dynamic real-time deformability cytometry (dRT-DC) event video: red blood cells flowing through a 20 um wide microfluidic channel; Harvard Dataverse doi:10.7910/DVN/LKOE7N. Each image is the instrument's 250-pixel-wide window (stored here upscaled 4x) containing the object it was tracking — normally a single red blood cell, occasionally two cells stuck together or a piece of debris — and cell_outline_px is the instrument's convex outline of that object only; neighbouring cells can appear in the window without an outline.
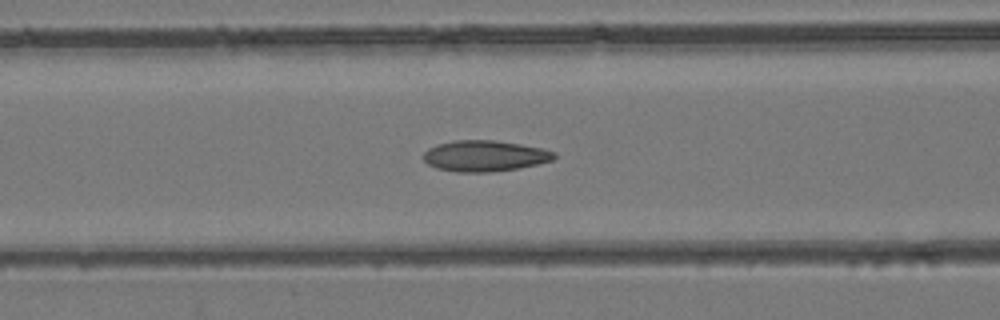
{"species": "common noctule bat (a hibernating species)", "species_latin": "Nyctalus noctula", "temperature_condition": "room temperature", "stored_images_in_passage": 48, "camera_frame_rate_fps": 3000, "um_per_image_px": 0.085, "animal": {"sex": "female", "body_mass_g": 24.6, "forearm_length_mm": 56.2}, "frame": {"image": 1, "passage_image": 20, "time_ms": 6.333, "image_size_px": [1000, 320], "cell_outline_px": [[556, 156], [552, 160], [520, 168], [488, 172], [456, 172], [436, 168], [428, 164], [424, 160], [424, 152], [428, 148], [436, 144], [452, 140], [492, 140], [520, 144], [540, 148], [556, 152]], "centroid_in_image_um": [41.17, 13.25], "position_along_channel_um": 125.4, "area_um2": 23.58}}
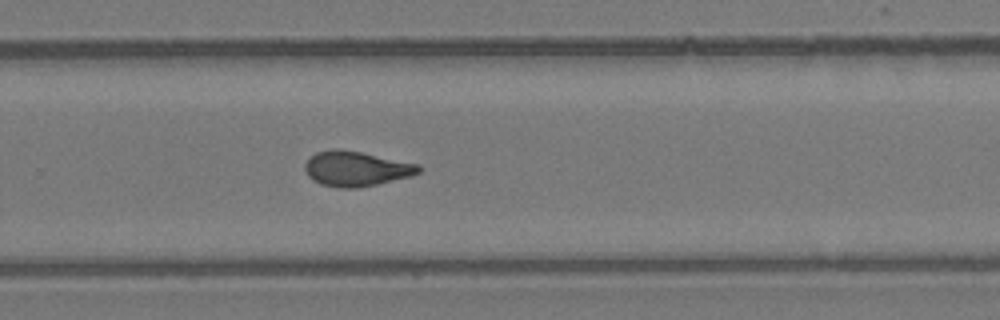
{"frame": {"image": 2, "passage_image": 32, "time_ms": 10.333, "image_size_px": [1000, 320], "cell_outline_px": [[420, 172], [412, 176], [376, 184], [356, 188], [340, 188], [320, 184], [312, 180], [308, 176], [304, 168], [304, 164], [316, 152], [332, 148], [336, 148], [360, 152], [420, 164]], "centroid_in_image_um": [30.26, 14.34], "position_along_channel_um": 299.5, "area_um2": 23.18}}
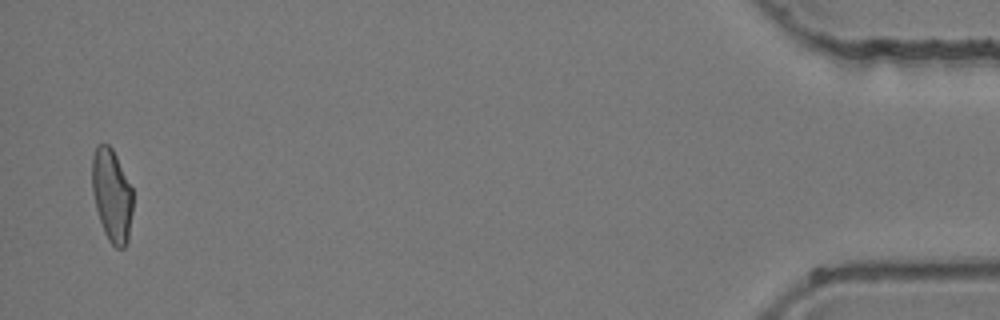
{"frame": {"image": 3, "passage_image": 47, "time_ms": 15.333, "image_size_px": [1000, 320], "cell_outline_px": [[132, 212], [128, 240], [124, 248], [116, 248], [108, 240], [104, 232], [96, 208], [92, 192], [92, 156], [96, 144], [108, 144], [112, 148], [132, 188]], "centroid_in_image_um": [9.5, 16.6], "position_along_channel_um": 425.7, "area_um2": 22.02}}